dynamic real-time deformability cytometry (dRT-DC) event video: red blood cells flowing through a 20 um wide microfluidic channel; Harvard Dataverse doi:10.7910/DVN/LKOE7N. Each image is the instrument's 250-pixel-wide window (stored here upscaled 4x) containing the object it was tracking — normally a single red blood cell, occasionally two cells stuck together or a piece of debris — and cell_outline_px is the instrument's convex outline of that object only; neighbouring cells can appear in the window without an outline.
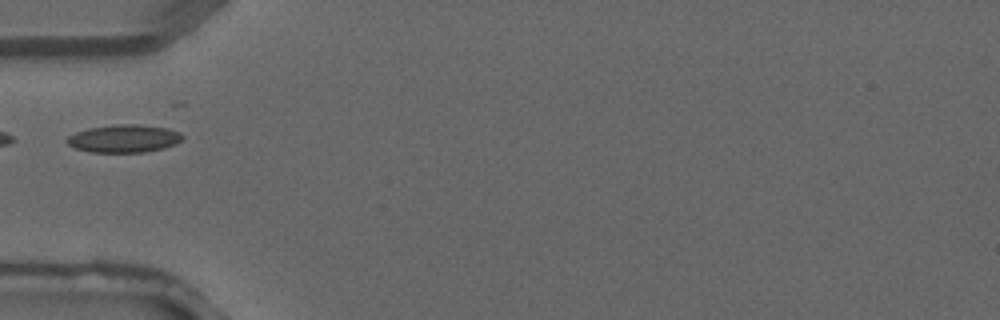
{"species": "common noctule bat (a hibernating species)", "species_latin": "Nyctalus noctula", "temperature_condition": "warm", "stored_images_in_passage": 2, "camera_frame_rate_fps": 3000, "um_per_image_px": 0.085, "animal": {"sex": "male", "forearm_length_mm": 52.5}, "frame": {"image": 1, "passage_image": 2, "time_ms": 0.333, "image_size_px": [1000, 320], "cell_outline_px": [[184, 136], [176, 144], [164, 148], [144, 152], [92, 152], [76, 148], [68, 144], [64, 140], [68, 136], [76, 132], [88, 128], [116, 124], [136, 124], [168, 128], [180, 132]], "centroid_in_image_um": [10.54, 11.77], "position_along_channel_um": 74.5, "area_um2": 18.73}}